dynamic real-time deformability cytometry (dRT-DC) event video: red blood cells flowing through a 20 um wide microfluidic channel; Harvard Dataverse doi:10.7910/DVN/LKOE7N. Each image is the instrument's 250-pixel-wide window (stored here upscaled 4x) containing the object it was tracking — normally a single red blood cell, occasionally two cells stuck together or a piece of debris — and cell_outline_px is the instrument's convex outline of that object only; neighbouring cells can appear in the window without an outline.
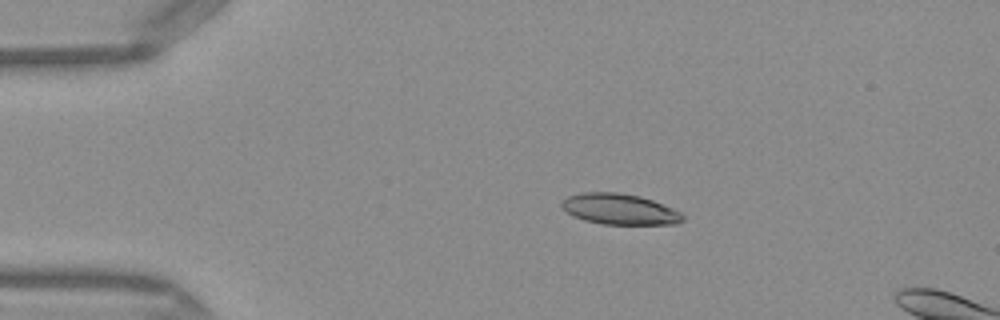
{"species": "Egyptian fruit bat (a non-hibernating species)", "species_latin": "Rousettus aegyptiacus", "temperature_condition": "warm", "stored_images_in_passage": 5, "camera_frame_rate_fps": 3000, "um_per_image_px": 0.085, "frame": {"image": 1, "passage_image": 1, "time_ms": 0.0, "image_size_px": [1000, 320], "cell_outline_px": [[684, 220], [676, 224], [600, 224], [584, 220], [572, 216], [564, 212], [560, 204], [568, 196], [580, 192], [616, 192], [640, 196], [652, 200], [672, 208], [680, 212], [684, 216]], "centroid_in_image_um": [52.62, 17.78], "position_along_channel_um": 32.4, "area_um2": 21.85}}